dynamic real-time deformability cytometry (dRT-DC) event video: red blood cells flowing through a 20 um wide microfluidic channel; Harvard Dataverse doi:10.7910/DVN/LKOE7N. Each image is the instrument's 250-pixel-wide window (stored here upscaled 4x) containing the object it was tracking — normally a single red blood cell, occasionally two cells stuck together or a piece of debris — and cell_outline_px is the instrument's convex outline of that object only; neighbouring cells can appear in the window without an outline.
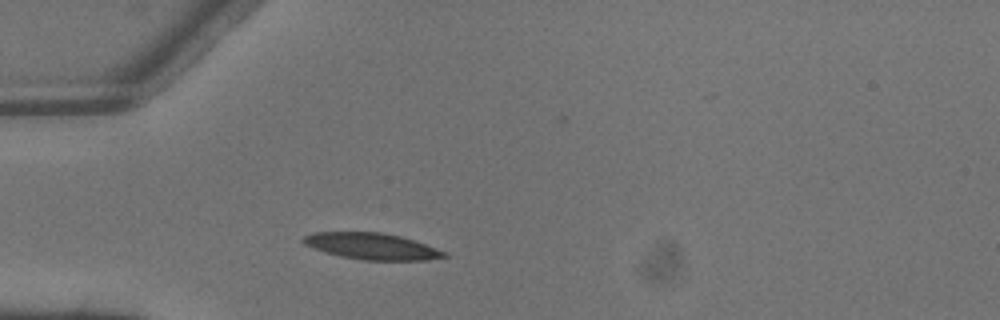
{"species": "common noctule bat (a hibernating species)", "species_latin": "Nyctalus noctula", "temperature_condition": "warm", "stored_images_in_passage": 1, "camera_frame_rate_fps": 3000, "um_per_image_px": 0.085, "animal": {"sex": "male", "body_mass_g": 13.3}, "frame": {"image": 1, "passage_image": 1, "time_ms": 0.0, "image_size_px": [1000, 320], "cell_outline_px": [[448, 256], [428, 260], [364, 260], [340, 256], [324, 252], [304, 244], [300, 240], [304, 236], [312, 232], [380, 232], [400, 236], [448, 252]], "centroid_in_image_um": [31.58, 20.93], "position_along_channel_um": 53.4, "area_um2": 21.62}}